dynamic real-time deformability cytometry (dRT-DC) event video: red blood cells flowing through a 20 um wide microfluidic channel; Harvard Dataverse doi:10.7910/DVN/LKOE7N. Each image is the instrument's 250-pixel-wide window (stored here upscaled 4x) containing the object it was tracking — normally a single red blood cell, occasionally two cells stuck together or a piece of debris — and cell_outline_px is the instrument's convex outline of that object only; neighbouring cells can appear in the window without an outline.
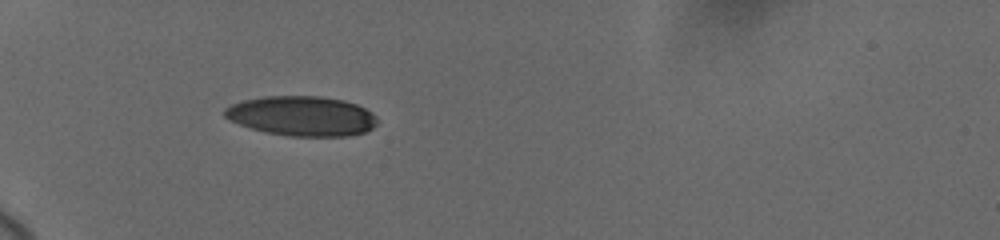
{"species": "human", "species_latin": "Homo sapiens", "temperature_condition": "cold", "stored_images_in_passage": 7, "camera_frame_rate_fps": 3000, "um_per_image_px": 0.085, "donor": {"sex": "female"}, "frame": {"image": 1, "passage_image": 1, "time_ms": 0.0, "image_size_px": [1000, 240], "cell_outline_px": [[376, 124], [372, 128], [364, 132], [344, 136], [288, 136], [264, 132], [228, 120], [224, 116], [224, 108], [232, 104], [244, 100], [264, 96], [320, 96], [344, 100], [356, 104], [372, 112], [376, 116]], "centroid_in_image_um": [25.64, 9.85], "position_along_channel_um": 59.4, "area_um2": 35.37}}
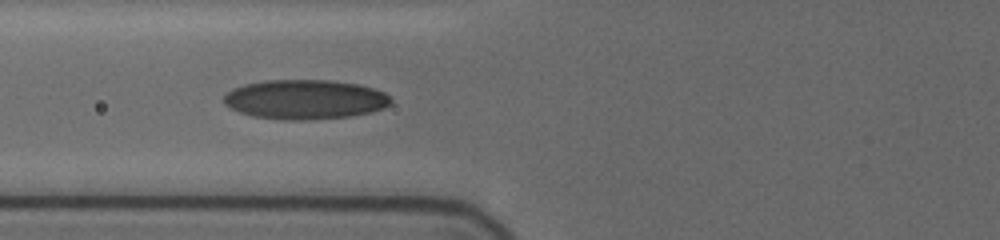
{"frame": {"image": 2, "passage_image": 5, "time_ms": 1.667, "image_size_px": [1000, 240], "cell_outline_px": [[392, 104], [384, 108], [372, 112], [352, 116], [308, 120], [280, 120], [252, 116], [240, 112], [224, 104], [224, 96], [232, 88], [244, 84], [268, 80], [328, 80], [360, 84], [384, 92], [392, 100]], "centroid_in_image_um": [25.94, 8.46], "position_along_channel_um": 99.9, "area_um2": 38.73}}